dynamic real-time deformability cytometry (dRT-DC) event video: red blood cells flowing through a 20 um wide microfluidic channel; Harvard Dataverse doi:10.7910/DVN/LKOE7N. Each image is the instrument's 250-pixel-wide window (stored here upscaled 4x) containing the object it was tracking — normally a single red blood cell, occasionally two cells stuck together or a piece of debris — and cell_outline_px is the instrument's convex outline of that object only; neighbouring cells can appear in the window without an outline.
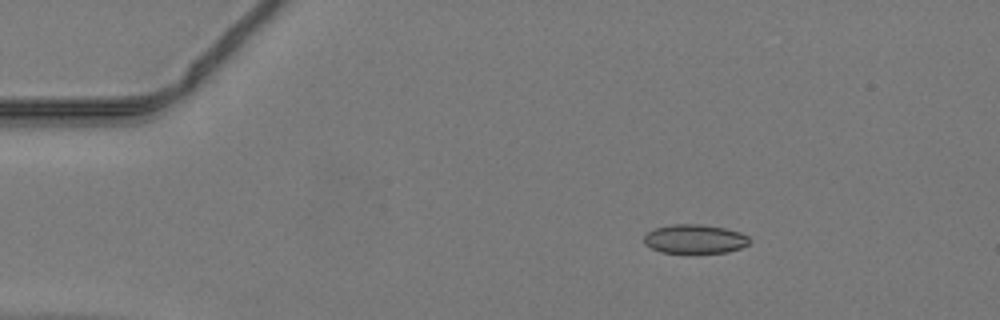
{"species": "common noctule bat (a hibernating species)", "species_latin": "Nyctalus noctula", "temperature_condition": "warm", "stored_images_in_passage": 41, "camera_frame_rate_fps": 3000, "um_per_image_px": 0.085, "animal": {"sex": "male", "body_mass_g": 19.2, "forearm_length_mm": 51.8}, "frame": {"image": 1, "passage_image": 1, "time_ms": 0.0, "image_size_px": [1000, 320], "cell_outline_px": [[752, 240], [748, 244], [740, 248], [728, 252], [660, 252], [644, 244], [644, 236], [648, 232], [656, 228], [672, 224], [700, 224], [724, 228], [740, 232], [748, 236]], "centroid_in_image_um": [59.07, 20.3], "position_along_channel_um": 25.9, "area_um2": 17.69}}
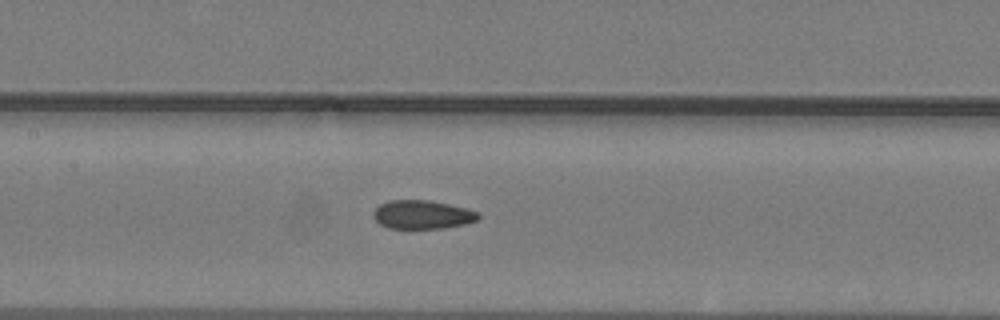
{"frame": {"image": 2, "passage_image": 16, "time_ms": 5.0, "image_size_px": [1000, 320], "cell_outline_px": [[480, 216], [476, 220], [464, 224], [444, 228], [388, 228], [380, 224], [372, 216], [372, 212], [380, 204], [388, 200], [428, 200], [448, 204], [480, 212]], "centroid_in_image_um": [35.87, 18.24], "position_along_channel_um": 171.5, "area_um2": 17.46}}
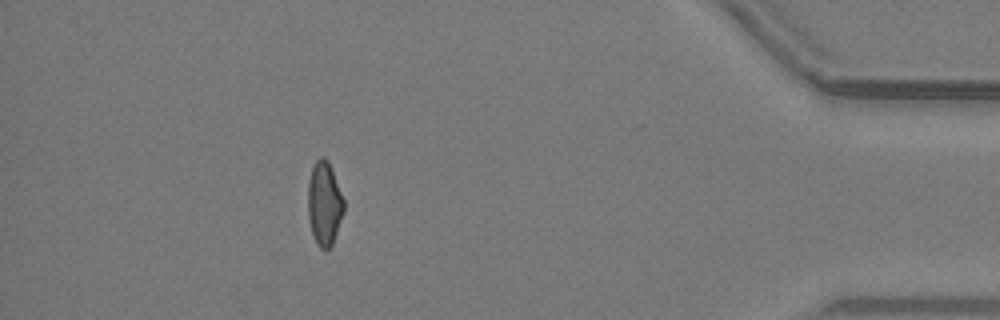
{"frame": {"image": 3, "passage_image": 36, "time_ms": 11.667, "image_size_px": [1000, 320], "cell_outline_px": [[344, 212], [332, 244], [328, 248], [320, 248], [316, 244], [312, 232], [308, 216], [308, 180], [312, 168], [316, 160], [320, 156], [324, 156], [328, 160], [344, 200]], "centroid_in_image_um": [27.56, 17.28], "position_along_channel_um": 407.6, "area_um2": 17.46}}